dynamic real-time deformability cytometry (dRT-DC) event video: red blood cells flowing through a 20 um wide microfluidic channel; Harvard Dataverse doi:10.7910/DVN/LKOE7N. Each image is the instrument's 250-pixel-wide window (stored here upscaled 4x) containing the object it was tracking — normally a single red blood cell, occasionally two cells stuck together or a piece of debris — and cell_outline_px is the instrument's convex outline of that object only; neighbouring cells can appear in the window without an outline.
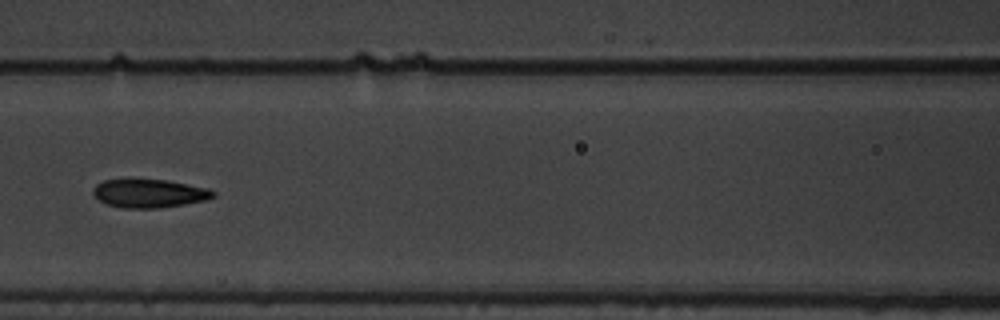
{"species": "common noctule bat (a hibernating species)", "species_latin": "Nyctalus noctula", "temperature_condition": "warm", "stored_images_in_passage": 16, "camera_frame_rate_fps": 3000, "um_per_image_px": 0.085, "animal": {"sex": "male", "body_mass_g": 19.5, "forearm_length_mm": 54.6}, "frame": {"image": 1, "passage_image": 7, "time_ms": 2.0, "image_size_px": [1000, 320], "cell_outline_px": [[216, 196], [208, 200], [160, 208], [120, 208], [108, 204], [100, 200], [92, 192], [92, 188], [96, 184], [104, 180], [168, 180], [208, 188], [216, 192]], "centroid_in_image_um": [12.73, 16.44], "position_along_channel_um": 153.9, "area_um2": 19.88}}
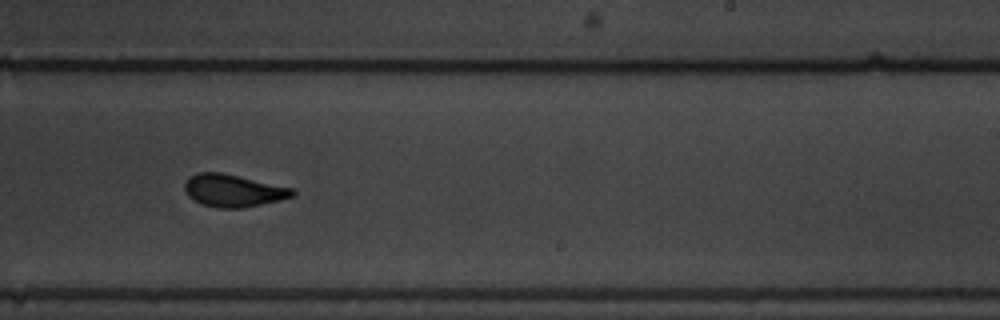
{"frame": {"image": 2, "passage_image": 10, "time_ms": 3.0, "image_size_px": [1000, 320], "cell_outline_px": [[296, 192], [292, 196], [280, 200], [244, 208], [216, 208], [200, 204], [192, 200], [188, 196], [184, 188], [184, 184], [188, 176], [196, 172], [220, 172], [292, 188]], "centroid_in_image_um": [19.76, 16.21], "position_along_channel_um": 269.2, "area_um2": 20.46}}
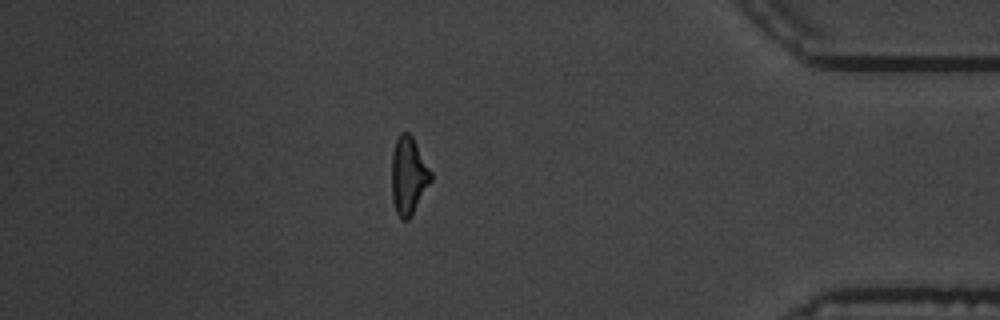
{"frame": {"image": 3, "passage_image": 16, "time_ms": 5.0, "image_size_px": [1000, 320], "cell_outline_px": [[432, 180], [412, 216], [408, 220], [400, 220], [396, 212], [392, 200], [392, 152], [396, 140], [400, 132], [408, 132], [412, 136], [432, 172]], "centroid_in_image_um": [34.72, 14.96], "position_along_channel_um": 400.5, "area_um2": 17.92}}